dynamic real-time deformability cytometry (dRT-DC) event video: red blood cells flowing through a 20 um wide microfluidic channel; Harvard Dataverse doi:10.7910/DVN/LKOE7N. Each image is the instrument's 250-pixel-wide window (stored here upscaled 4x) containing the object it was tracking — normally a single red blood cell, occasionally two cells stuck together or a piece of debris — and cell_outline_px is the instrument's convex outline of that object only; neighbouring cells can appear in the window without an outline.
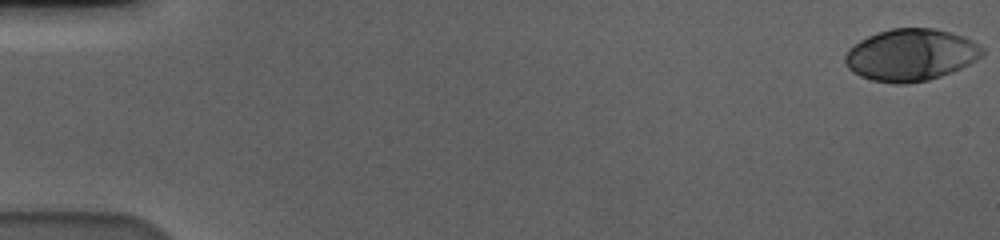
{"species": "human", "species_latin": "Homo sapiens", "temperature_condition": "cold", "stored_images_in_passage": 58, "camera_frame_rate_fps": 3000, "um_per_image_px": 0.085, "donor": {"sex": "male"}, "frame": {"image": 1, "passage_image": 1, "time_ms": 0.0, "image_size_px": [1000, 240], "cell_outline_px": [[984, 52], [976, 60], [952, 72], [928, 80], [904, 84], [896, 84], [872, 80], [860, 76], [848, 68], [844, 60], [844, 56], [848, 48], [860, 40], [868, 36], [892, 28], [932, 28], [964, 36], [972, 40], [984, 48]], "centroid_in_image_um": [77.4, 4.67], "position_along_channel_um": 7.6, "area_um2": 41.44}}
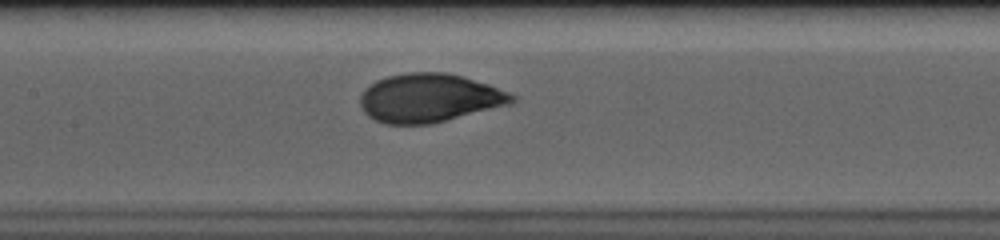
{"frame": {"image": 2, "passage_image": 29, "time_ms": 9.333, "image_size_px": [1000, 240], "cell_outline_px": [[516, 100], [512, 104], [432, 124], [384, 124], [368, 116], [364, 112], [360, 104], [360, 96], [364, 88], [376, 80], [388, 76], [408, 72], [448, 72], [488, 84], [508, 92], [516, 96]], "centroid_in_image_um": [36.49, 8.33], "position_along_channel_um": 170.9, "area_um2": 43.23}}
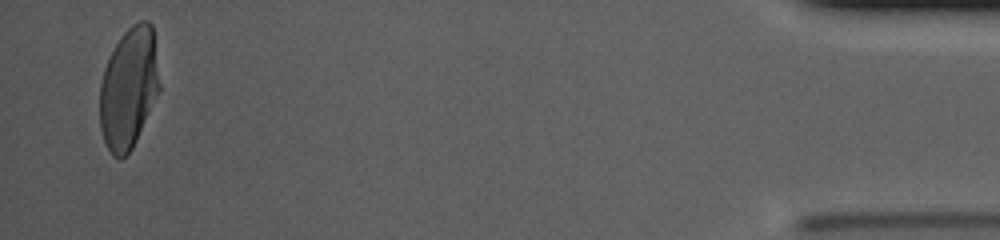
{"frame": {"image": 3, "passage_image": 57, "time_ms": 18.667, "image_size_px": [1000, 240], "cell_outline_px": [[160, 88], [136, 140], [132, 148], [120, 160], [112, 156], [104, 140], [100, 128], [100, 84], [104, 68], [116, 44], [124, 32], [132, 24], [140, 20], [148, 20], [152, 24], [160, 84]], "centroid_in_image_um": [10.93, 7.48], "position_along_channel_um": 424.3, "area_um2": 41.79}, "authors_computed_cell_mechanics": {"area_um2": 41.9917, "velocity_mm_per_s": 3.5834, "shape_relaxation_time_tau1_ms": 4.1983, "shape_relaxation_time_tau2_ms": null, "deformation_change_tau1": 0.2056, "deformation_change_tau2": null}}